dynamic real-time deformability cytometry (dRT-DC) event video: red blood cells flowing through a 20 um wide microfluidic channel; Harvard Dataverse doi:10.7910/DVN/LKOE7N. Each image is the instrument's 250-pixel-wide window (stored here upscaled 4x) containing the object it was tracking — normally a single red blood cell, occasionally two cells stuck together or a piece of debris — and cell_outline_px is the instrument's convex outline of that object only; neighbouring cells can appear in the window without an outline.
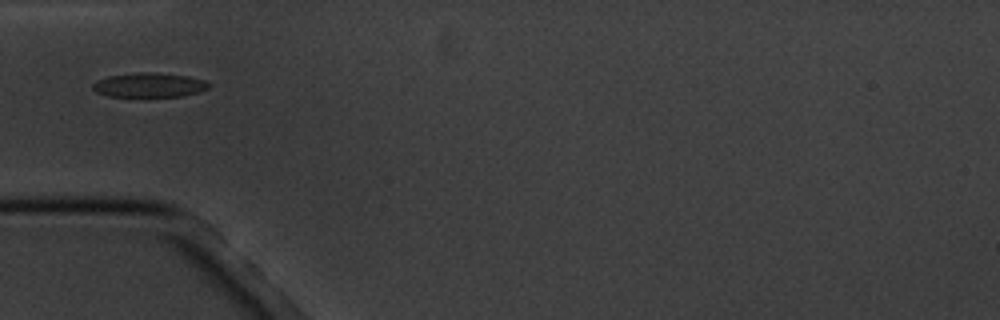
{"species": "common noctule bat (a hibernating species)", "species_latin": "Nyctalus noctula", "temperature_condition": "cold", "stored_images_in_passage": 6, "camera_frame_rate_fps": 3000, "um_per_image_px": 0.085, "animal": {"sex": "male", "body_mass_g": 20.1, "forearm_length_mm": 53.5}, "frame": {"image": 1, "passage_image": 2, "time_ms": 2.0, "image_size_px": [1000, 320], "cell_outline_px": [[208, 88], [200, 92], [184, 96], [144, 100], [136, 100], [108, 96], [96, 92], [92, 88], [92, 84], [96, 80], [108, 76], [136, 72], [156, 72], [188, 76], [204, 80], [208, 84]], "centroid_in_image_um": [12.63, 7.29], "position_along_channel_um": 72.4, "area_um2": 17.74}}
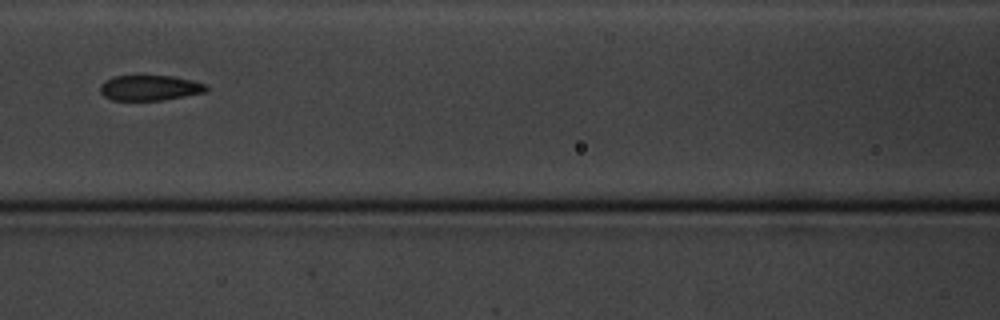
{"frame": {"image": 2, "passage_image": 4, "time_ms": 4.333, "image_size_px": [1000, 320], "cell_outline_px": [[208, 88], [204, 92], [184, 96], [160, 100], [112, 100], [104, 96], [100, 92], [100, 84], [104, 80], [112, 76], [172, 76], [192, 80], [208, 84]], "centroid_in_image_um": [12.71, 7.46], "position_along_channel_um": 153.9, "area_um2": 15.66}}
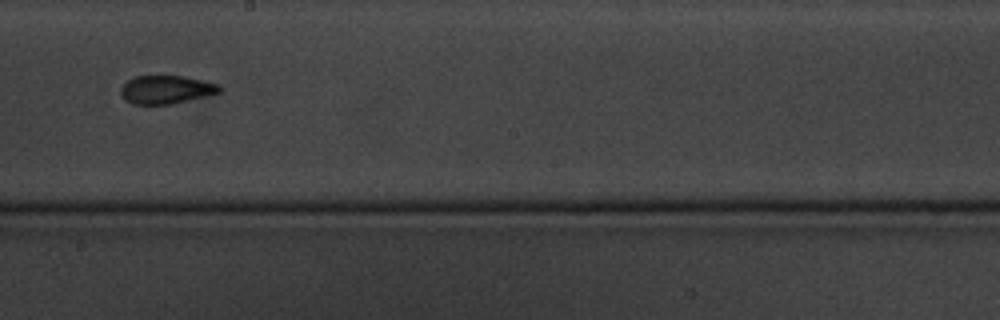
{"frame": {"image": 3, "passage_image": 6, "time_ms": 6.667, "image_size_px": [1000, 320], "cell_outline_px": [[224, 88], [220, 92], [172, 104], [132, 104], [124, 100], [120, 92], [120, 88], [128, 80], [136, 76], [184, 76], [204, 80], [220, 84]], "centroid_in_image_um": [14.14, 7.61], "position_along_channel_um": 234.1, "area_um2": 16.36}}